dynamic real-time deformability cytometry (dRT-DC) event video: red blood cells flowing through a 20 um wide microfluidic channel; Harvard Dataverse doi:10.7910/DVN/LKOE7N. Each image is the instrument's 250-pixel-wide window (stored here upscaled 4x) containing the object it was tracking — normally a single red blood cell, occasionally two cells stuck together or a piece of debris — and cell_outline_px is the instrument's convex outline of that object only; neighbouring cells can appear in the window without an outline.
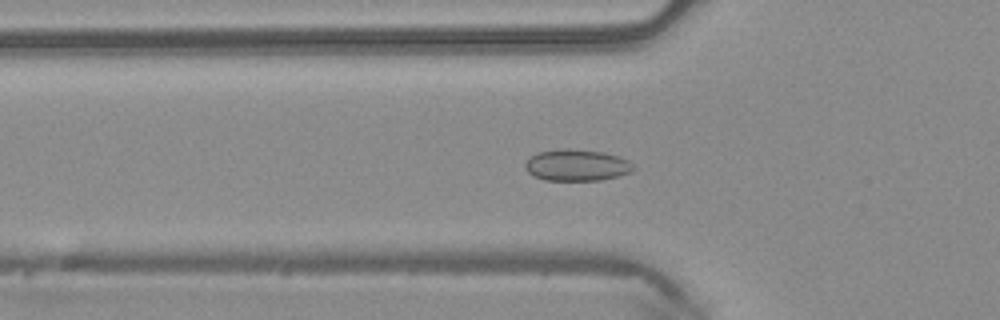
{"species": "common noctule bat (a hibernating species)", "species_latin": "Nyctalus noctula", "temperature_condition": "warm", "stored_images_in_passage": 50, "camera_frame_rate_fps": 3000, "um_per_image_px": 0.085, "animal": {"sex": "male", "body_mass_g": 20.4}, "frame": {"image": 1, "passage_image": 16, "time_ms": 5.0, "image_size_px": [1000, 320], "cell_outline_px": [[636, 168], [632, 172], [600, 180], [544, 180], [532, 176], [524, 168], [524, 164], [532, 156], [540, 152], [564, 148], [568, 148], [604, 152], [628, 160]], "centroid_in_image_um": [49.02, 14.04], "position_along_channel_um": 76.8, "area_um2": 19.83}}
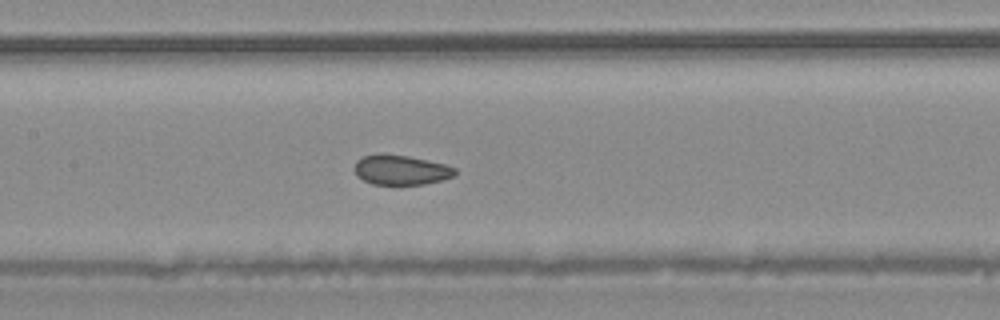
{"frame": {"image": 2, "passage_image": 23, "time_ms": 7.333, "image_size_px": [1000, 320], "cell_outline_px": [[456, 172], [452, 176], [440, 180], [424, 184], [372, 184], [356, 176], [352, 168], [356, 160], [364, 156], [408, 156], [428, 160], [444, 164], [456, 168]], "centroid_in_image_um": [34.05, 14.47], "position_along_channel_um": 173.3, "area_um2": 16.99}}
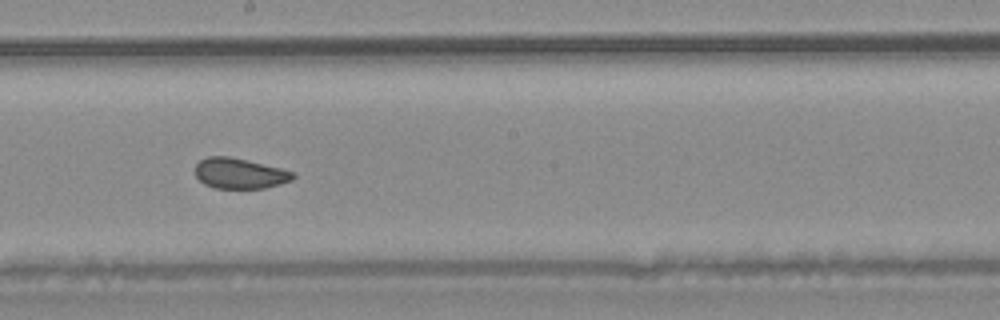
{"frame": {"image": 3, "passage_image": 27, "time_ms": 8.667, "image_size_px": [1000, 320], "cell_outline_px": [[296, 176], [292, 180], [280, 184], [264, 188], [216, 188], [204, 184], [196, 176], [196, 164], [200, 160], [208, 156], [228, 156], [280, 168], [296, 172]], "centroid_in_image_um": [20.39, 14.74], "position_along_channel_um": 227.8, "area_um2": 17.28}, "authors_computed_cell_mechanics": {"area_um2": 18.8139, "velocity_mm_per_s": 4.1019, "shape_relaxation_time_tau1_ms": 9.7627, "shape_relaxation_time_tau2_ms": null, "deformation_change_tau1": 0.0869, "deformation_change_tau2": null}}